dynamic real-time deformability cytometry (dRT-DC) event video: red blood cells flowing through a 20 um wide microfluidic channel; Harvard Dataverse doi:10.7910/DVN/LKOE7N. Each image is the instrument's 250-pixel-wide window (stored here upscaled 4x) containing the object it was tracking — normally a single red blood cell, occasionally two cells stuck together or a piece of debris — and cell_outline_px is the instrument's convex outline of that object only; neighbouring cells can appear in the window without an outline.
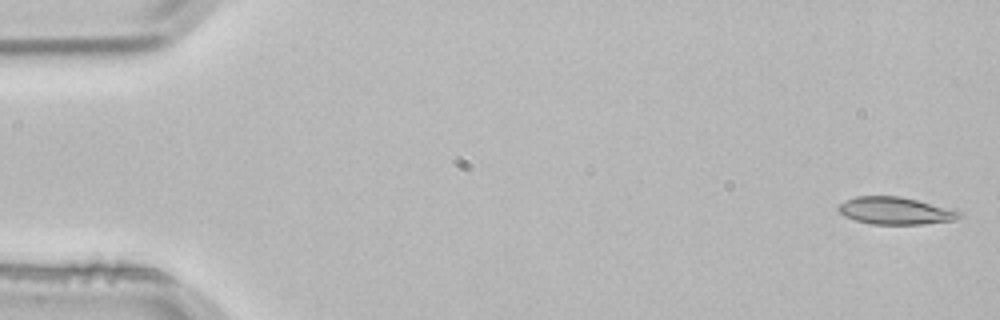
{"species": "common noctule bat (a hibernating species)", "species_latin": "Nyctalus noctula", "temperature_condition": "room temperature", "stored_images_in_passage": 4, "camera_frame_rate_fps": 3000, "um_per_image_px": 0.085, "animal": {"sex": "male", "body_mass_g": 21.5, "forearm_length_mm": 52.0}, "frame": {"image": 1, "passage_image": 1, "time_ms": 0.0, "image_size_px": [1000, 320], "cell_outline_px": [[964, 212], [960, 216], [952, 220], [924, 224], [872, 224], [856, 220], [844, 216], [836, 208], [844, 200], [856, 196], [900, 196], [956, 208]], "centroid_in_image_um": [76.15, 17.9], "position_along_channel_um": 8.8, "area_um2": 19.54}}
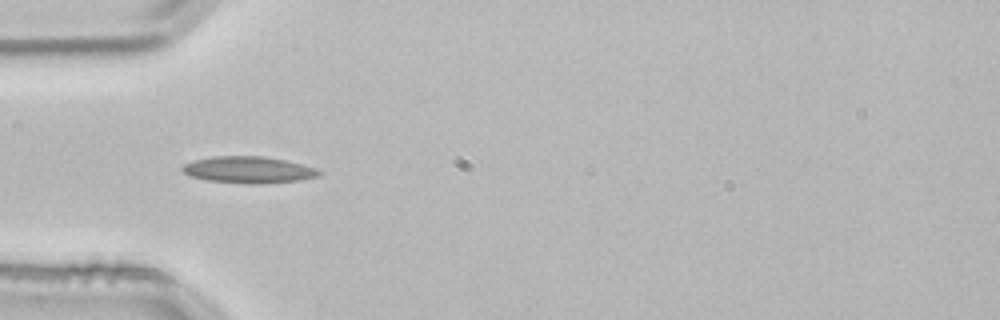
{"frame": {"image": 2, "passage_image": 4, "time_ms": 1.0, "image_size_px": [1000, 320], "cell_outline_px": [[324, 172], [320, 176], [300, 180], [252, 184], [208, 180], [188, 176], [180, 168], [184, 164], [192, 160], [212, 156], [264, 156], [284, 160], [316, 168]], "centroid_in_image_um": [21.11, 14.42], "position_along_channel_um": 63.9, "area_um2": 21.21}}